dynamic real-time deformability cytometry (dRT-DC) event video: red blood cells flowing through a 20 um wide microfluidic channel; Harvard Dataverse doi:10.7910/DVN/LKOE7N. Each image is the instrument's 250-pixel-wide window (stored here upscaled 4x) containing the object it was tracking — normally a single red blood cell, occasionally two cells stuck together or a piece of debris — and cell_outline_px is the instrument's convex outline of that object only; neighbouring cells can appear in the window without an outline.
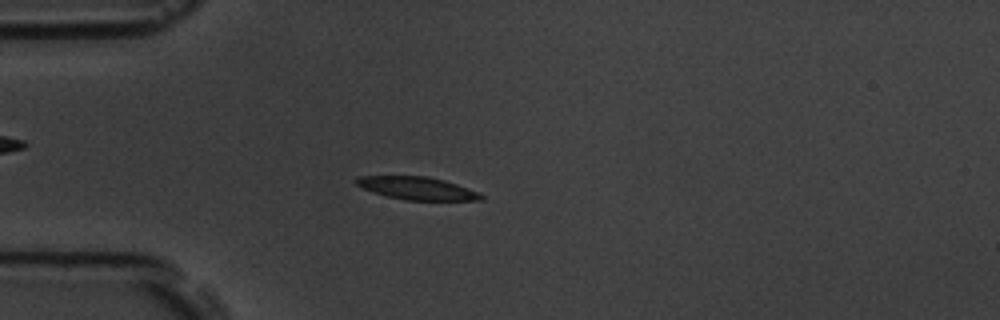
{"species": "common noctule bat (a hibernating species)", "species_latin": "Nyctalus noctula", "temperature_condition": "room temperature", "stored_images_in_passage": 54, "camera_frame_rate_fps": 3000, "um_per_image_px": 0.085, "animal": {"sex": "male", "body_mass_g": 19.5, "forearm_length_mm": 54.6}, "frame": {"image": 1, "passage_image": 15, "time_ms": 4.667, "image_size_px": [1000, 320], "cell_outline_px": [[484, 200], [404, 200], [372, 192], [356, 184], [356, 180], [360, 176], [428, 176], [444, 180], [456, 184], [476, 192], [484, 196]], "centroid_in_image_um": [35.45, 16.0], "position_along_channel_um": 49.5, "area_um2": 16.3}}
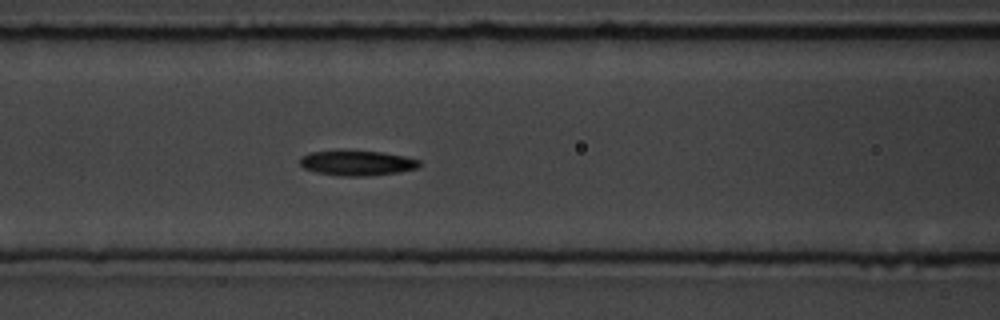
{"frame": {"image": 2, "passage_image": 23, "time_ms": 7.333, "image_size_px": [1000, 320], "cell_outline_px": [[420, 164], [416, 168], [400, 172], [368, 176], [340, 176], [316, 172], [304, 168], [300, 164], [300, 156], [312, 152], [380, 152], [404, 156], [420, 160]], "centroid_in_image_um": [30.36, 13.88], "position_along_channel_um": 136.2, "area_um2": 16.99}}
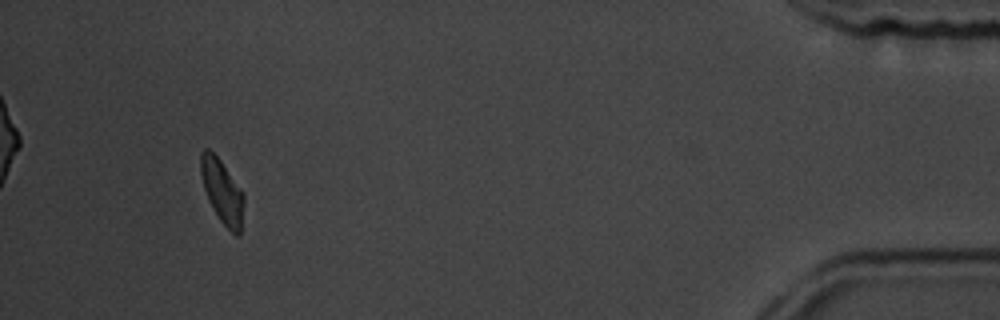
{"frame": {"image": 3, "passage_image": 51, "time_ms": 16.667, "image_size_px": [1000, 320], "cell_outline_px": [[244, 204], [240, 236], [236, 236], [220, 220], [208, 200], [204, 188], [200, 172], [200, 152], [204, 148], [208, 148], [220, 160], [244, 192]], "centroid_in_image_um": [18.89, 16.26], "position_along_channel_um": 416.3, "area_um2": 16.07}, "authors_computed_cell_mechanics": {"area_um2": 17.1666, "velocity_mm_per_s": 3.7475, "shape_relaxation_time_tau1_ms": 3.6786, "shape_relaxation_time_tau2_ms": null, "deformation_change_tau1": 0.1131, "deformation_change_tau2": null}}